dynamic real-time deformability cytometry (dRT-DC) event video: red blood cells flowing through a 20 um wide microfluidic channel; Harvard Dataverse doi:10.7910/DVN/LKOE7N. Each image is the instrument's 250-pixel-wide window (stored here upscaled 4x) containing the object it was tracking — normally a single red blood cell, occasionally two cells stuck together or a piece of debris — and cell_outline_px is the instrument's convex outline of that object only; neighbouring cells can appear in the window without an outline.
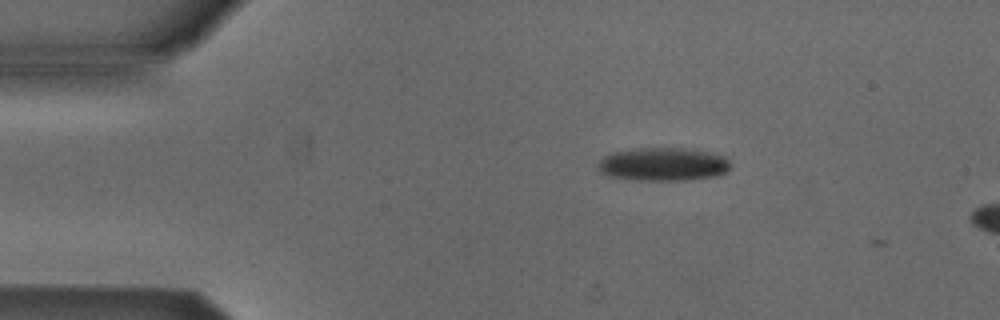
{"species": "Egyptian fruit bat (a non-hibernating species)", "species_latin": "Rousettus aegyptiacus", "temperature_condition": "cold", "stored_images_in_passage": 4, "camera_frame_rate_fps": 3000, "um_per_image_px": 0.085, "animal": {"sex": "male"}, "frame": {"image": 1, "passage_image": 2, "time_ms": 0.333, "image_size_px": [1000, 320], "cell_outline_px": [[728, 168], [724, 172], [716, 176], [684, 180], [640, 180], [608, 176], [600, 172], [596, 168], [596, 164], [604, 156], [612, 152], [636, 148], [692, 148], [712, 152], [728, 156]], "centroid_in_image_um": [56.35, 13.94], "position_along_channel_um": 28.7, "area_um2": 25.95}}